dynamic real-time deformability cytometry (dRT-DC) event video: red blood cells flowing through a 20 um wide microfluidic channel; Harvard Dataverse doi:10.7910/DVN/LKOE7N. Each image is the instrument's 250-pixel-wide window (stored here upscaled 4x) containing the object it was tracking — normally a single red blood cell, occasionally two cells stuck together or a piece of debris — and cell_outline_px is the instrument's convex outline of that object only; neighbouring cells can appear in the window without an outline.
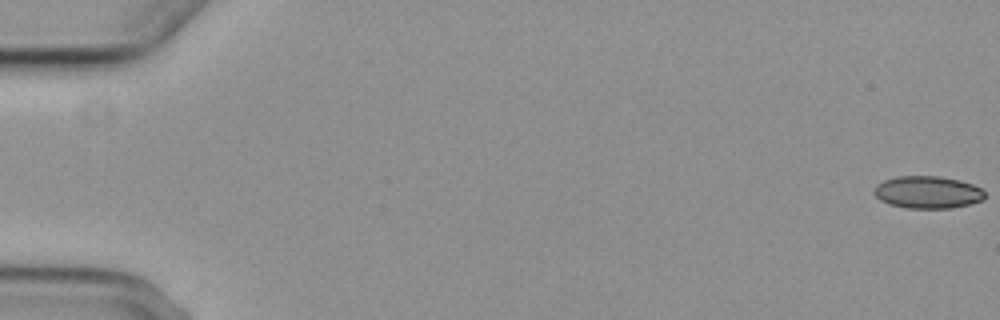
{"species": "common noctule bat (a hibernating species)", "species_latin": "Nyctalus noctula", "temperature_condition": "cold", "stored_images_in_passage": 6, "camera_frame_rate_fps": 3000, "um_per_image_px": 0.085, "animal": {"sex": "female", "body_mass_g": 29.2, "forearm_length_mm": 56.3}, "frame": {"image": 1, "passage_image": 1, "time_ms": 0.0, "image_size_px": [1000, 320], "cell_outline_px": [[984, 200], [952, 208], [908, 208], [888, 204], [880, 200], [876, 196], [876, 184], [884, 180], [900, 176], [940, 176], [960, 180], [972, 184], [980, 188], [984, 192]], "centroid_in_image_um": [78.86, 16.34], "position_along_channel_um": 6.1, "area_um2": 20.75}}
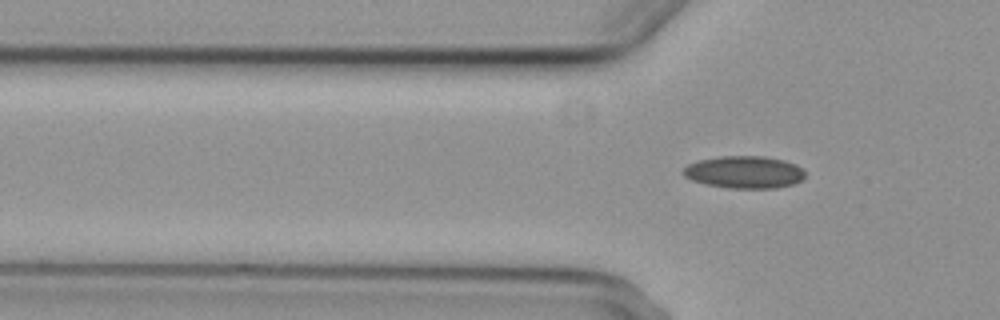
{"frame": {"image": 2, "passage_image": 6, "time_ms": 6.0, "image_size_px": [1000, 320], "cell_outline_px": [[804, 176], [800, 180], [792, 184], [776, 188], [728, 188], [704, 184], [692, 180], [684, 176], [684, 168], [688, 164], [700, 160], [720, 156], [764, 156], [784, 160], [796, 164], [804, 172]], "centroid_in_image_um": [63.25, 14.63], "position_along_channel_um": 62.5, "area_um2": 22.83}}